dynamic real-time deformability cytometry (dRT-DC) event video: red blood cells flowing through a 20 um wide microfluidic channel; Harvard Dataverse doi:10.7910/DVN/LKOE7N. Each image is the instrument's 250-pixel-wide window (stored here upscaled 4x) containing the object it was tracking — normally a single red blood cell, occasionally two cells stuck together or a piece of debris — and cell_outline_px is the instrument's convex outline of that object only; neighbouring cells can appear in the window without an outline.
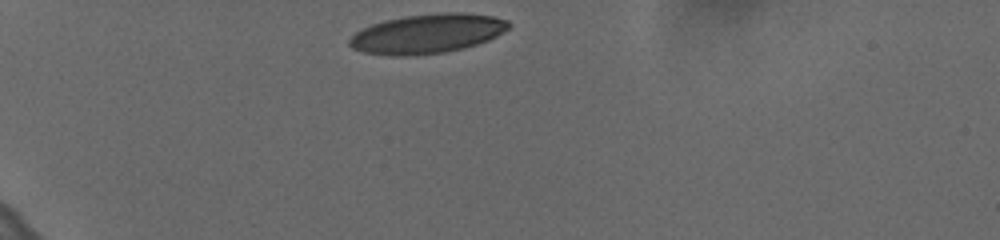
{"species": "human", "species_latin": "Homo sapiens", "temperature_condition": "cold", "stored_images_in_passage": 33, "camera_frame_rate_fps": 3000, "um_per_image_px": 0.085, "donor": {"sex": "female"}, "frame": {"image": 1, "passage_image": 1, "time_ms": 0.0, "image_size_px": [1000, 240], "cell_outline_px": [[512, 24], [508, 28], [496, 36], [488, 40], [464, 48], [444, 52], [408, 56], [388, 56], [364, 52], [352, 48], [348, 44], [348, 40], [356, 32], [372, 24], [384, 20], [408, 16], [444, 12], [464, 12], [492, 16], [508, 20]], "centroid_in_image_um": [36.32, 2.86], "position_along_channel_um": 48.7, "area_um2": 36.47}}
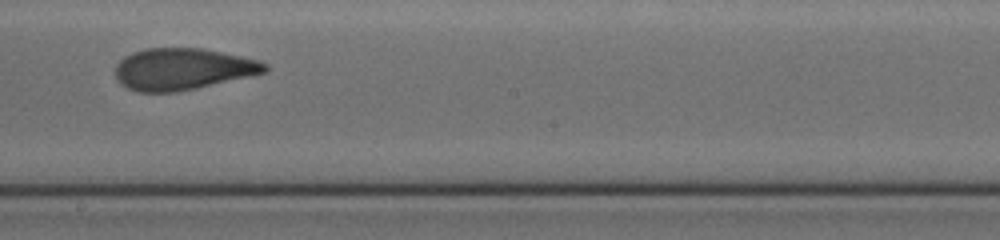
{"frame": {"image": 2, "passage_image": 19, "time_ms": 6.0, "image_size_px": [1000, 240], "cell_outline_px": [[268, 68], [264, 72], [248, 76], [196, 88], [172, 92], [140, 92], [128, 88], [120, 84], [116, 76], [116, 64], [124, 56], [132, 52], [144, 48], [200, 48], [260, 60], [268, 64]], "centroid_in_image_um": [15.49, 5.86], "position_along_channel_um": 232.7, "area_um2": 36.01}}
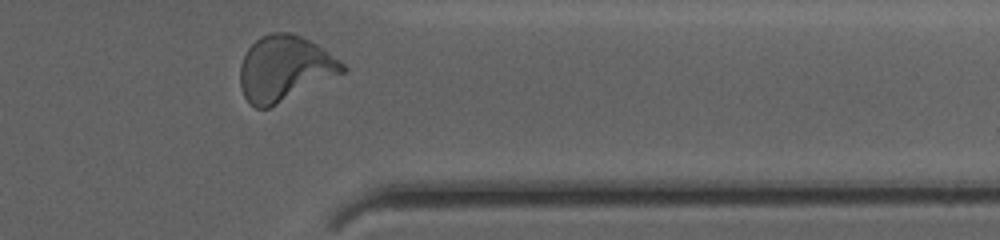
{"frame": {"image": 3, "passage_image": 32, "time_ms": 10.333, "image_size_px": [1000, 240], "cell_outline_px": [[348, 68], [344, 72], [268, 108], [256, 108], [244, 96], [240, 84], [240, 64], [248, 48], [260, 36], [272, 32], [292, 32], [324, 48], [344, 64]], "centroid_in_image_um": [24.18, 5.79], "position_along_channel_um": 387.2, "area_um2": 38.55}, "authors_computed_cell_mechanics": {"area_um2": 36.8186, "velocity_mm_per_s": 3.6246, "shape_relaxation_time_tau1_ms": 7.4516, "shape_relaxation_time_tau2_ms": 1.2347, "deformation_change_tau1": 0.227, "deformation_change_tau2": 0.0793}}